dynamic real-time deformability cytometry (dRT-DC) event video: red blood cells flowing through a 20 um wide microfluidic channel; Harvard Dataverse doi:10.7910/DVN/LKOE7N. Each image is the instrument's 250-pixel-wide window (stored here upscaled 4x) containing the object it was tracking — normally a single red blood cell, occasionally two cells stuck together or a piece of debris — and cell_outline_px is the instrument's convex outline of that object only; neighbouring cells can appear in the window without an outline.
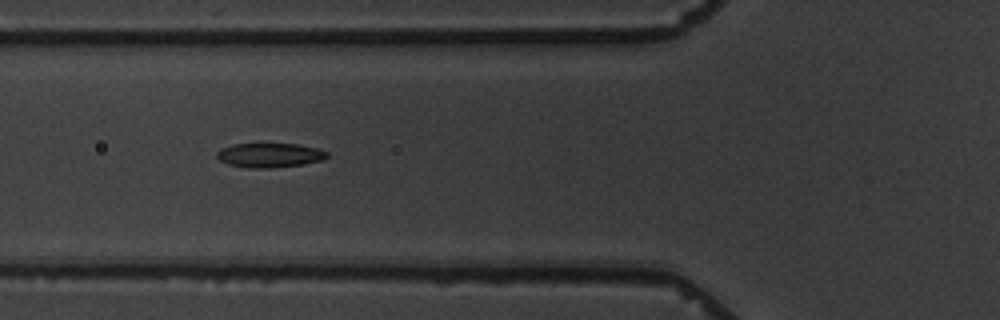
{"species": "common noctule bat (a hibernating species)", "species_latin": "Nyctalus noctula", "temperature_condition": "warm", "stored_images_in_passage": 13, "camera_frame_rate_fps": 3000, "um_per_image_px": 0.085, "animal": {"sex": "male", "body_mass_g": 19.5, "forearm_length_mm": 54.6}, "frame": {"image": 1, "passage_image": 6, "time_ms": 6.667, "image_size_px": [1000, 320], "cell_outline_px": [[328, 156], [324, 160], [304, 164], [272, 168], [248, 168], [228, 164], [220, 160], [216, 156], [216, 152], [220, 148], [232, 144], [256, 140], [300, 144], [320, 148], [328, 152]], "centroid_in_image_um": [22.91, 13.13], "position_along_channel_um": 102.9, "area_um2": 16.88}}
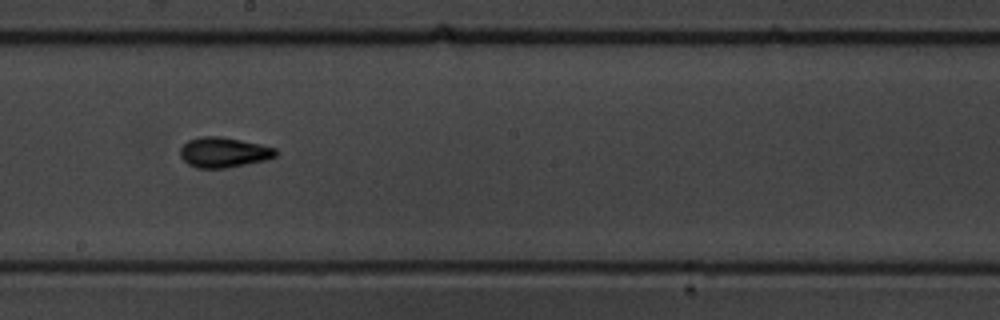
{"frame": {"image": 2, "passage_image": 9, "time_ms": 10.333, "image_size_px": [1000, 320], "cell_outline_px": [[276, 156], [264, 160], [224, 168], [196, 168], [188, 164], [180, 156], [180, 148], [188, 140], [200, 136], [220, 136], [260, 144], [276, 148]], "centroid_in_image_um": [18.97, 12.94], "position_along_channel_um": 229.2, "area_um2": 16.65}}
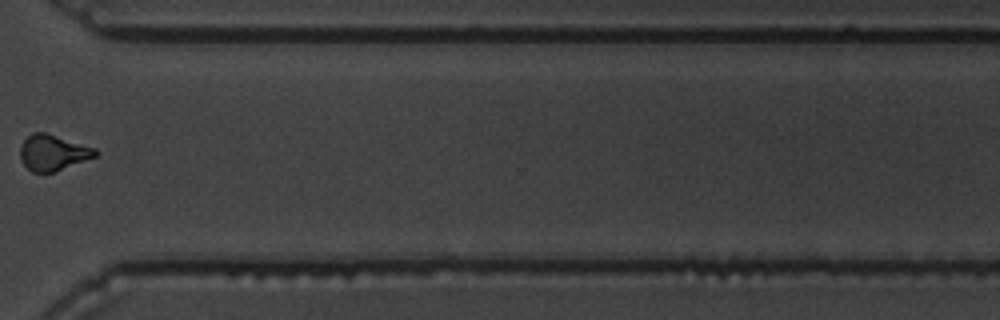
{"frame": {"image": 3, "passage_image": 12, "time_ms": 14.333, "image_size_px": [1000, 320], "cell_outline_px": [[100, 152], [96, 156], [56, 172], [32, 172], [20, 160], [20, 148], [24, 140], [32, 132], [48, 132], [96, 148]], "centroid_in_image_um": [4.52, 12.96], "position_along_channel_um": 366.1, "area_um2": 15.9}, "authors_computed_cell_mechanics": {"area_um2": 15.8372, "velocity_mm_per_s": 3.4294, "shape_relaxation_time_tau1_ms": 3.6999, "shape_relaxation_time_tau2_ms": null, "deformation_change_tau1": 0.1167, "deformation_change_tau2": null}}